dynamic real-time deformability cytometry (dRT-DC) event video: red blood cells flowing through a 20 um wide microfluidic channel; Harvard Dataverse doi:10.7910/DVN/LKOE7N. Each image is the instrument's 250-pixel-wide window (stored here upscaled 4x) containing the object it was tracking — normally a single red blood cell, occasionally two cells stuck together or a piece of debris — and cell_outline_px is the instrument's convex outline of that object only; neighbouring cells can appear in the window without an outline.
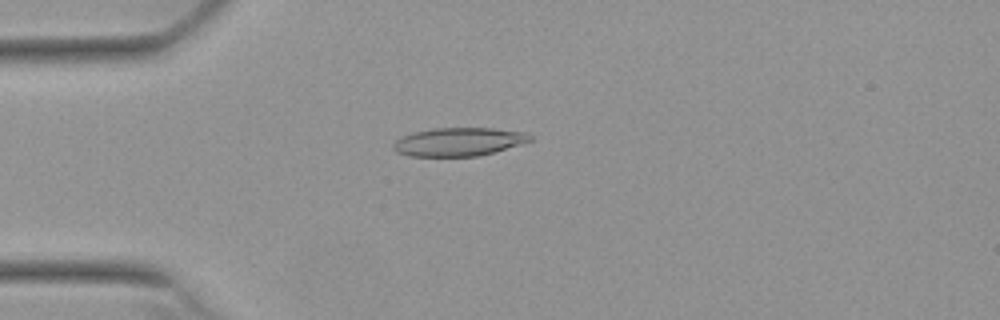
{"species": "Egyptian fruit bat (a non-hibernating species)", "species_latin": "Rousettus aegyptiacus", "temperature_condition": "warm", "stored_images_in_passage": 51, "camera_frame_rate_fps": 3000, "um_per_image_px": 0.085, "animal": {"sex": "female"}, "frame": {"image": 1, "passage_image": 12, "time_ms": 3.667, "image_size_px": [1000, 320], "cell_outline_px": [[532, 140], [492, 152], [476, 156], [408, 156], [396, 152], [392, 148], [392, 144], [396, 140], [404, 136], [416, 132], [432, 128], [492, 128], [528, 132], [532, 136]], "centroid_in_image_um": [38.97, 12.05], "position_along_channel_um": 46.0, "area_um2": 22.43}}
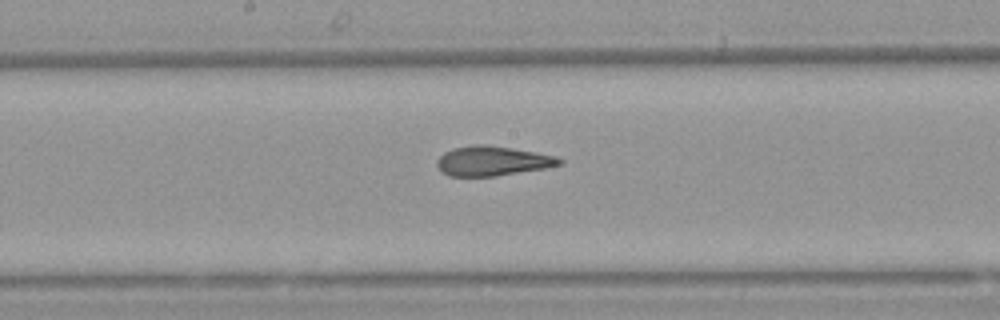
{"frame": {"image": 2, "passage_image": 26, "time_ms": 8.333, "image_size_px": [1000, 320], "cell_outline_px": [[564, 164], [544, 168], [496, 176], [448, 176], [440, 172], [436, 164], [436, 160], [444, 152], [452, 148], [476, 144], [488, 144], [512, 148], [556, 156], [564, 160]], "centroid_in_image_um": [41.83, 13.68], "position_along_channel_um": 206.4, "area_um2": 21.33}}
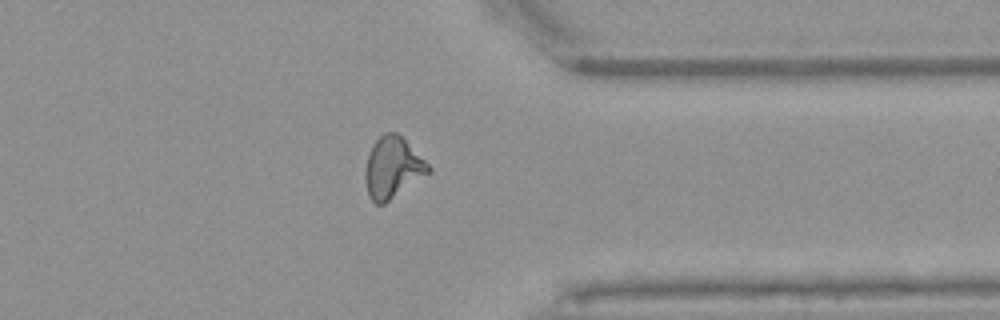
{"frame": {"image": 3, "passage_image": 40, "time_ms": 13.0, "image_size_px": [1000, 320], "cell_outline_px": [[432, 172], [384, 204], [376, 204], [368, 196], [364, 180], [364, 172], [368, 156], [372, 144], [384, 132], [396, 132], [432, 168]], "centroid_in_image_um": [33.35, 14.28], "position_along_channel_um": 378.0, "area_um2": 22.48}, "authors_computed_cell_mechanics": {"area_um2": 21.7906, "velocity_mm_per_s": 3.8229, "shape_relaxation_time_tau1_ms": null, "shape_relaxation_time_tau2_ms": 1.9171, "deformation_change_tau1": null, "deformation_change_tau2": 0.1033}}